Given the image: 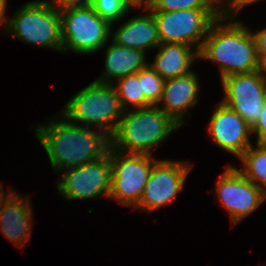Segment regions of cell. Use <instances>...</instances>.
Returning <instances> with one entry per match:
<instances>
[{"instance_id":"1","label":"cell","mask_w":266,"mask_h":266,"mask_svg":"<svg viewBox=\"0 0 266 266\" xmlns=\"http://www.w3.org/2000/svg\"><path fill=\"white\" fill-rule=\"evenodd\" d=\"M49 122L47 126L38 125L35 131L55 172L100 159L111 147L110 135L102 129L75 125L65 119Z\"/></svg>"},{"instance_id":"2","label":"cell","mask_w":266,"mask_h":266,"mask_svg":"<svg viewBox=\"0 0 266 266\" xmlns=\"http://www.w3.org/2000/svg\"><path fill=\"white\" fill-rule=\"evenodd\" d=\"M226 19L220 15L211 24L198 57L218 63L221 79L262 69L253 32L238 20L224 24Z\"/></svg>"},{"instance_id":"3","label":"cell","mask_w":266,"mask_h":266,"mask_svg":"<svg viewBox=\"0 0 266 266\" xmlns=\"http://www.w3.org/2000/svg\"><path fill=\"white\" fill-rule=\"evenodd\" d=\"M180 128L157 106L124 111L115 132L110 136L111 148L124 153L152 155L157 146Z\"/></svg>"},{"instance_id":"4","label":"cell","mask_w":266,"mask_h":266,"mask_svg":"<svg viewBox=\"0 0 266 266\" xmlns=\"http://www.w3.org/2000/svg\"><path fill=\"white\" fill-rule=\"evenodd\" d=\"M62 117L70 123L102 129L110 136L115 132L123 115V109L114 83L95 80L81 89L65 104Z\"/></svg>"},{"instance_id":"5","label":"cell","mask_w":266,"mask_h":266,"mask_svg":"<svg viewBox=\"0 0 266 266\" xmlns=\"http://www.w3.org/2000/svg\"><path fill=\"white\" fill-rule=\"evenodd\" d=\"M8 19L4 26L10 38L58 51L62 49L60 9L47 1L28 2Z\"/></svg>"},{"instance_id":"6","label":"cell","mask_w":266,"mask_h":266,"mask_svg":"<svg viewBox=\"0 0 266 266\" xmlns=\"http://www.w3.org/2000/svg\"><path fill=\"white\" fill-rule=\"evenodd\" d=\"M61 51L91 54L102 49L111 36V25L99 16L92 5L60 9Z\"/></svg>"},{"instance_id":"7","label":"cell","mask_w":266,"mask_h":266,"mask_svg":"<svg viewBox=\"0 0 266 266\" xmlns=\"http://www.w3.org/2000/svg\"><path fill=\"white\" fill-rule=\"evenodd\" d=\"M161 44L181 43L199 52L211 24L221 15L216 9L151 11ZM202 40V41H201Z\"/></svg>"},{"instance_id":"8","label":"cell","mask_w":266,"mask_h":266,"mask_svg":"<svg viewBox=\"0 0 266 266\" xmlns=\"http://www.w3.org/2000/svg\"><path fill=\"white\" fill-rule=\"evenodd\" d=\"M112 167L111 191L109 197L122 205L139 204L153 164L152 155L124 153L110 147Z\"/></svg>"},{"instance_id":"9","label":"cell","mask_w":266,"mask_h":266,"mask_svg":"<svg viewBox=\"0 0 266 266\" xmlns=\"http://www.w3.org/2000/svg\"><path fill=\"white\" fill-rule=\"evenodd\" d=\"M225 106L239 114L251 127L259 119L266 100V70L231 74L221 79Z\"/></svg>"},{"instance_id":"10","label":"cell","mask_w":266,"mask_h":266,"mask_svg":"<svg viewBox=\"0 0 266 266\" xmlns=\"http://www.w3.org/2000/svg\"><path fill=\"white\" fill-rule=\"evenodd\" d=\"M65 171L60 181H57V188L66 199H95L103 194L109 197L112 167L108 153L93 162Z\"/></svg>"},{"instance_id":"11","label":"cell","mask_w":266,"mask_h":266,"mask_svg":"<svg viewBox=\"0 0 266 266\" xmlns=\"http://www.w3.org/2000/svg\"><path fill=\"white\" fill-rule=\"evenodd\" d=\"M192 165L172 160H157L151 169L145 190L134 209L151 212L169 204L183 189Z\"/></svg>"},{"instance_id":"12","label":"cell","mask_w":266,"mask_h":266,"mask_svg":"<svg viewBox=\"0 0 266 266\" xmlns=\"http://www.w3.org/2000/svg\"><path fill=\"white\" fill-rule=\"evenodd\" d=\"M216 189L220 204L229 212L233 225L253 213L266 199L260 188L231 165L218 178Z\"/></svg>"},{"instance_id":"13","label":"cell","mask_w":266,"mask_h":266,"mask_svg":"<svg viewBox=\"0 0 266 266\" xmlns=\"http://www.w3.org/2000/svg\"><path fill=\"white\" fill-rule=\"evenodd\" d=\"M208 127L215 144L238 158L252 145L249 139L251 126L222 102L215 107Z\"/></svg>"},{"instance_id":"14","label":"cell","mask_w":266,"mask_h":266,"mask_svg":"<svg viewBox=\"0 0 266 266\" xmlns=\"http://www.w3.org/2000/svg\"><path fill=\"white\" fill-rule=\"evenodd\" d=\"M199 82L194 71L182 77L164 81L162 97L157 106L170 116L178 125H184L183 116L198 102Z\"/></svg>"},{"instance_id":"15","label":"cell","mask_w":266,"mask_h":266,"mask_svg":"<svg viewBox=\"0 0 266 266\" xmlns=\"http://www.w3.org/2000/svg\"><path fill=\"white\" fill-rule=\"evenodd\" d=\"M113 36L111 40L117 45L144 52L149 48H157L161 44L151 11L126 21Z\"/></svg>"},{"instance_id":"16","label":"cell","mask_w":266,"mask_h":266,"mask_svg":"<svg viewBox=\"0 0 266 266\" xmlns=\"http://www.w3.org/2000/svg\"><path fill=\"white\" fill-rule=\"evenodd\" d=\"M27 198L15 194L0 210V227L3 235L16 245L29 242L32 229V210Z\"/></svg>"},{"instance_id":"17","label":"cell","mask_w":266,"mask_h":266,"mask_svg":"<svg viewBox=\"0 0 266 266\" xmlns=\"http://www.w3.org/2000/svg\"><path fill=\"white\" fill-rule=\"evenodd\" d=\"M158 48L159 52L149 66L164 80L188 75L192 72L193 60L199 58L198 51L186 44L163 43Z\"/></svg>"},{"instance_id":"18","label":"cell","mask_w":266,"mask_h":266,"mask_svg":"<svg viewBox=\"0 0 266 266\" xmlns=\"http://www.w3.org/2000/svg\"><path fill=\"white\" fill-rule=\"evenodd\" d=\"M145 53L142 50L117 45L112 41L106 50L105 72L95 81L110 84L114 82V80L110 81L111 79L117 80L137 73L148 65Z\"/></svg>"},{"instance_id":"19","label":"cell","mask_w":266,"mask_h":266,"mask_svg":"<svg viewBox=\"0 0 266 266\" xmlns=\"http://www.w3.org/2000/svg\"><path fill=\"white\" fill-rule=\"evenodd\" d=\"M252 145L239 157L244 170L238 171L266 194V143Z\"/></svg>"},{"instance_id":"20","label":"cell","mask_w":266,"mask_h":266,"mask_svg":"<svg viewBox=\"0 0 266 266\" xmlns=\"http://www.w3.org/2000/svg\"><path fill=\"white\" fill-rule=\"evenodd\" d=\"M114 85L123 111L130 110V105L135 109L148 108L152 105L146 100L141 87V70L135 74L121 77Z\"/></svg>"},{"instance_id":"21","label":"cell","mask_w":266,"mask_h":266,"mask_svg":"<svg viewBox=\"0 0 266 266\" xmlns=\"http://www.w3.org/2000/svg\"><path fill=\"white\" fill-rule=\"evenodd\" d=\"M94 11L106 20L112 27V24L124 18L131 6H135L129 0H92Z\"/></svg>"},{"instance_id":"22","label":"cell","mask_w":266,"mask_h":266,"mask_svg":"<svg viewBox=\"0 0 266 266\" xmlns=\"http://www.w3.org/2000/svg\"><path fill=\"white\" fill-rule=\"evenodd\" d=\"M164 79L160 77L149 64L141 69V87L146 100L152 105H159L162 97Z\"/></svg>"},{"instance_id":"23","label":"cell","mask_w":266,"mask_h":266,"mask_svg":"<svg viewBox=\"0 0 266 266\" xmlns=\"http://www.w3.org/2000/svg\"><path fill=\"white\" fill-rule=\"evenodd\" d=\"M148 11H174L183 9H215L209 0H150L145 6Z\"/></svg>"},{"instance_id":"24","label":"cell","mask_w":266,"mask_h":266,"mask_svg":"<svg viewBox=\"0 0 266 266\" xmlns=\"http://www.w3.org/2000/svg\"><path fill=\"white\" fill-rule=\"evenodd\" d=\"M251 132L257 134L256 143H266V100L262 107L259 119L251 127Z\"/></svg>"},{"instance_id":"25","label":"cell","mask_w":266,"mask_h":266,"mask_svg":"<svg viewBox=\"0 0 266 266\" xmlns=\"http://www.w3.org/2000/svg\"><path fill=\"white\" fill-rule=\"evenodd\" d=\"M253 36L256 41V49L259 62L263 67L266 66V28L253 33Z\"/></svg>"},{"instance_id":"26","label":"cell","mask_w":266,"mask_h":266,"mask_svg":"<svg viewBox=\"0 0 266 266\" xmlns=\"http://www.w3.org/2000/svg\"><path fill=\"white\" fill-rule=\"evenodd\" d=\"M260 0H234L228 7V9H224L221 13V16H224L228 19L235 18V16L240 12V10L245 7V5L252 4L253 2H257ZM229 14V15H228ZM231 15V16H230Z\"/></svg>"},{"instance_id":"27","label":"cell","mask_w":266,"mask_h":266,"mask_svg":"<svg viewBox=\"0 0 266 266\" xmlns=\"http://www.w3.org/2000/svg\"><path fill=\"white\" fill-rule=\"evenodd\" d=\"M53 7L58 9L69 7V6H80V5H91L92 0H53V3L47 1Z\"/></svg>"},{"instance_id":"28","label":"cell","mask_w":266,"mask_h":266,"mask_svg":"<svg viewBox=\"0 0 266 266\" xmlns=\"http://www.w3.org/2000/svg\"><path fill=\"white\" fill-rule=\"evenodd\" d=\"M3 184H0V210L9 202V200L16 194L15 190L11 191L8 190L7 194L5 195L3 188H2Z\"/></svg>"},{"instance_id":"29","label":"cell","mask_w":266,"mask_h":266,"mask_svg":"<svg viewBox=\"0 0 266 266\" xmlns=\"http://www.w3.org/2000/svg\"><path fill=\"white\" fill-rule=\"evenodd\" d=\"M210 1V3L215 7V9L217 10V11H219L220 12V14L223 12V10L224 9H227V6L226 5H230L234 0H227L228 1V3L224 6H221L222 4L220 3V1H222L223 2V0H209ZM225 1V0H224ZM218 3H220V6L218 5Z\"/></svg>"},{"instance_id":"30","label":"cell","mask_w":266,"mask_h":266,"mask_svg":"<svg viewBox=\"0 0 266 266\" xmlns=\"http://www.w3.org/2000/svg\"><path fill=\"white\" fill-rule=\"evenodd\" d=\"M6 5H7V0H0V25H3V22L6 23L5 22Z\"/></svg>"},{"instance_id":"31","label":"cell","mask_w":266,"mask_h":266,"mask_svg":"<svg viewBox=\"0 0 266 266\" xmlns=\"http://www.w3.org/2000/svg\"><path fill=\"white\" fill-rule=\"evenodd\" d=\"M129 1L135 6H142V4H144L143 6H145L150 0H129Z\"/></svg>"}]
</instances>
